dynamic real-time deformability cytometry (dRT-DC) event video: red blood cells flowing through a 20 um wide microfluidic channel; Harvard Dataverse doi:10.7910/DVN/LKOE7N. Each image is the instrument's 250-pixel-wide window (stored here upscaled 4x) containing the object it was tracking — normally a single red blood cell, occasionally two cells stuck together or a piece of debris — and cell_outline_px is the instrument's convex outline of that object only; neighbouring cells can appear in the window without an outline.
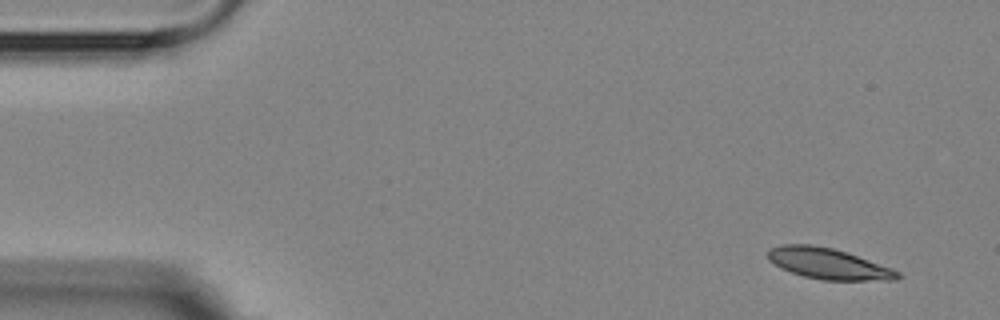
{"species": "Egyptian fruit bat (a non-hibernating species)", "species_latin": "Rousettus aegyptiacus", "temperature_condition": "room temperature", "stored_images_in_passage": 5, "camera_frame_rate_fps": 3000, "um_per_image_px": 0.085, "animal": {"sex": "female"}, "frame": {"image": 1, "passage_image": 1, "time_ms": 0.0, "image_size_px": [1000, 320], "cell_outline_px": [[900, 276], [896, 280], [820, 280], [804, 276], [780, 268], [768, 260], [768, 248], [780, 244], [812, 244], [832, 248], [892, 268], [900, 272]], "centroid_in_image_um": [70.35, 22.41], "position_along_channel_um": 14.6, "area_um2": 23.24}}